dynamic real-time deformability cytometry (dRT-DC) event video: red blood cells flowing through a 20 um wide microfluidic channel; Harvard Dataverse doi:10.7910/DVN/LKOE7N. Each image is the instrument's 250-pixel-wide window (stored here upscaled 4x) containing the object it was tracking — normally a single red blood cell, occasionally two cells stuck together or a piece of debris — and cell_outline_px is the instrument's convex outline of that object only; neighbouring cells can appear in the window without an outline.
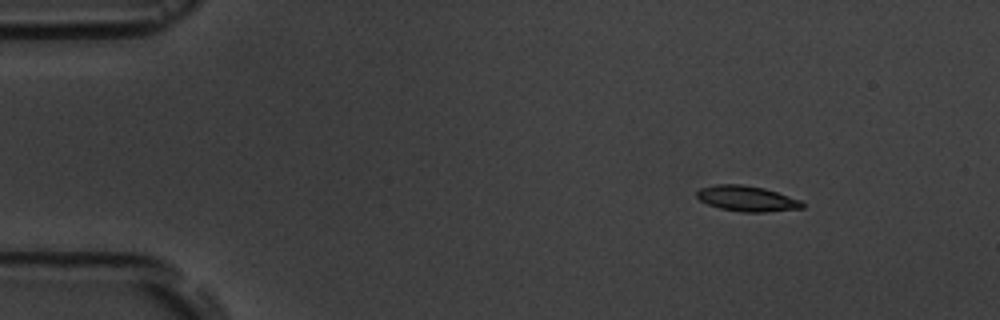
{"species": "common noctule bat (a hibernating species)", "species_latin": "Nyctalus noctula", "temperature_condition": "room temperature", "stored_images_in_passage": 6, "camera_frame_rate_fps": 3000, "um_per_image_px": 0.085, "animal": {"sex": "male", "body_mass_g": 19.5, "forearm_length_mm": 54.6}, "frame": {"image": 1, "passage_image": 2, "time_ms": 1.333, "image_size_px": [1000, 320], "cell_outline_px": [[804, 208], [764, 212], [740, 212], [720, 208], [708, 204], [700, 200], [696, 196], [696, 192], [700, 188], [716, 184], [740, 184], [764, 188], [800, 200], [804, 204]], "centroid_in_image_um": [63.47, 16.88], "position_along_channel_um": 21.5, "area_um2": 15.61}}
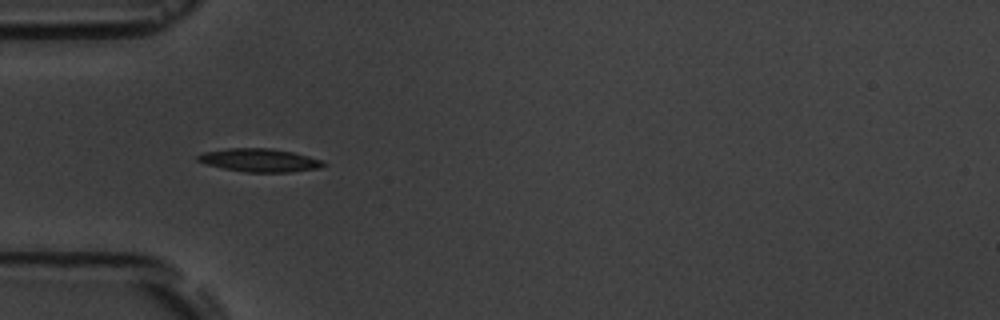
{"frame": {"image": 2, "passage_image": 5, "time_ms": 4.667, "image_size_px": [1000, 320], "cell_outline_px": [[328, 164], [320, 168], [288, 172], [248, 172], [224, 168], [208, 164], [196, 160], [196, 156], [204, 152], [228, 148], [272, 148], [292, 152], [324, 160]], "centroid_in_image_um": [22.11, 13.61], "position_along_channel_um": 62.9, "area_um2": 16.94}}
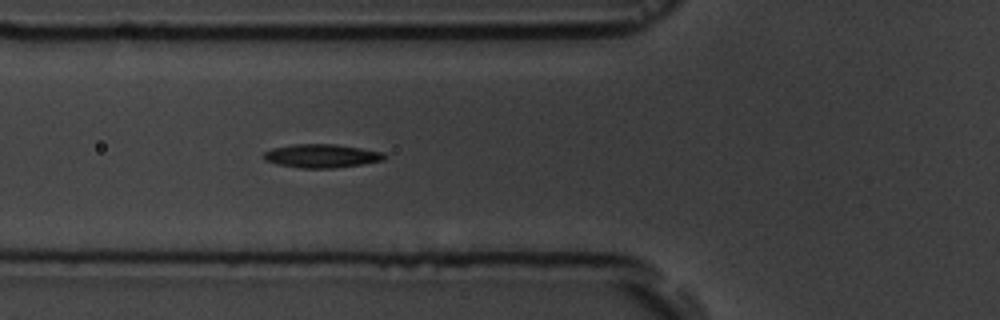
{"frame": {"image": 3, "passage_image": 6, "time_ms": 5.667, "image_size_px": [1000, 320], "cell_outline_px": [[388, 156], [384, 160], [364, 164], [332, 168], [300, 168], [276, 164], [264, 160], [260, 156], [264, 152], [272, 148], [296, 144], [336, 144], [384, 152]], "centroid_in_image_um": [27.33, 13.25], "position_along_channel_um": 98.5, "area_um2": 16.76}}